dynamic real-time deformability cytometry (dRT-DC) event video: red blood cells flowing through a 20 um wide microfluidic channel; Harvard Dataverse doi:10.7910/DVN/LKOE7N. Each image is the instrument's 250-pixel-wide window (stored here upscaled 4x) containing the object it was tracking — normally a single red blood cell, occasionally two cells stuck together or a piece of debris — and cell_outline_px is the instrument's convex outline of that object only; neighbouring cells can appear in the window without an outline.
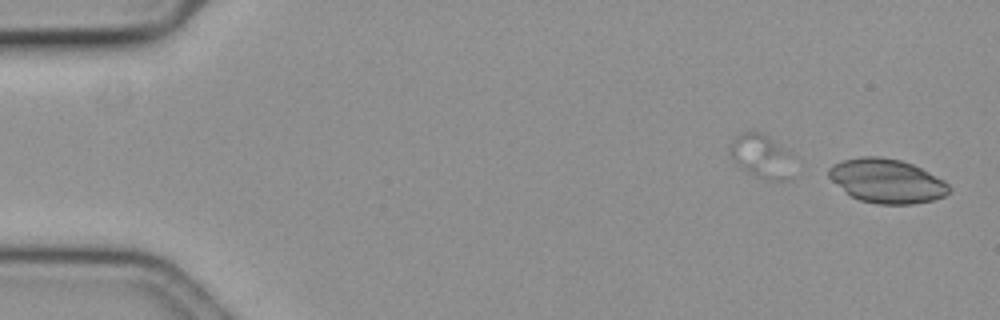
{"species": "common noctule bat (a hibernating species)", "species_latin": "Nyctalus noctula", "temperature_condition": "cold", "stored_images_in_passage": 11, "camera_frame_rate_fps": 3000, "um_per_image_px": 0.085, "animal": {"sex": "female", "body_mass_g": 19.3, "forearm_length_mm": 54.1}, "frame": {"image": 1, "passage_image": 1, "time_ms": 0.0, "image_size_px": [1000, 320], "cell_outline_px": [[952, 188], [944, 196], [932, 200], [912, 204], [876, 204], [860, 200], [852, 196], [832, 180], [828, 176], [828, 168], [844, 160], [860, 156], [880, 156], [900, 160], [912, 164], [944, 180]], "centroid_in_image_um": [75.39, 15.38], "position_along_channel_um": 9.6, "area_um2": 30.58}}